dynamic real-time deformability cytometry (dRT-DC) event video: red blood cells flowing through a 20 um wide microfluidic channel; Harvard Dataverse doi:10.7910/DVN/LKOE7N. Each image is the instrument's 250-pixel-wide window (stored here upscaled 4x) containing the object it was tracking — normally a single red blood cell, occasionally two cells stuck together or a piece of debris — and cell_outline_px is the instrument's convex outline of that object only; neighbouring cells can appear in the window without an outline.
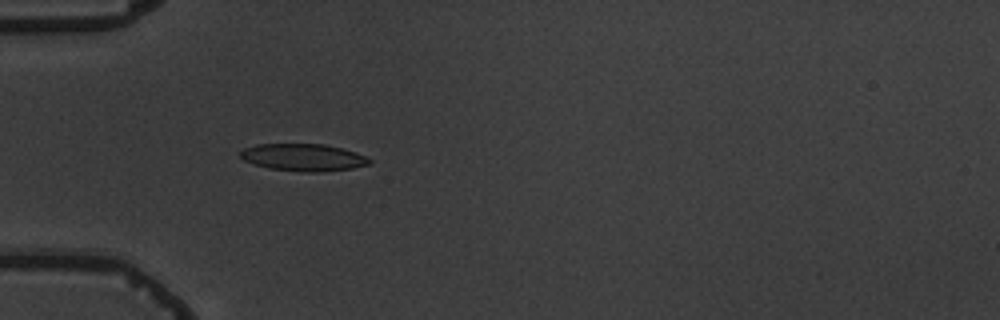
{"species": "common noctule bat (a hibernating species)", "species_latin": "Nyctalus noctula", "temperature_condition": "warm", "stored_images_in_passage": 5, "camera_frame_rate_fps": 3000, "um_per_image_px": 0.085, "animal": {"sex": "male", "body_mass_g": 19.5, "forearm_length_mm": 54.6}, "frame": {"image": 1, "passage_image": 5, "time_ms": 4.667, "image_size_px": [1000, 320], "cell_outline_px": [[372, 164], [352, 168], [316, 172], [304, 172], [268, 168], [244, 160], [240, 156], [240, 152], [244, 148], [256, 144], [324, 144], [356, 152], [372, 160]], "centroid_in_image_um": [25.79, 13.37], "position_along_channel_um": 59.2, "area_um2": 20.35}}